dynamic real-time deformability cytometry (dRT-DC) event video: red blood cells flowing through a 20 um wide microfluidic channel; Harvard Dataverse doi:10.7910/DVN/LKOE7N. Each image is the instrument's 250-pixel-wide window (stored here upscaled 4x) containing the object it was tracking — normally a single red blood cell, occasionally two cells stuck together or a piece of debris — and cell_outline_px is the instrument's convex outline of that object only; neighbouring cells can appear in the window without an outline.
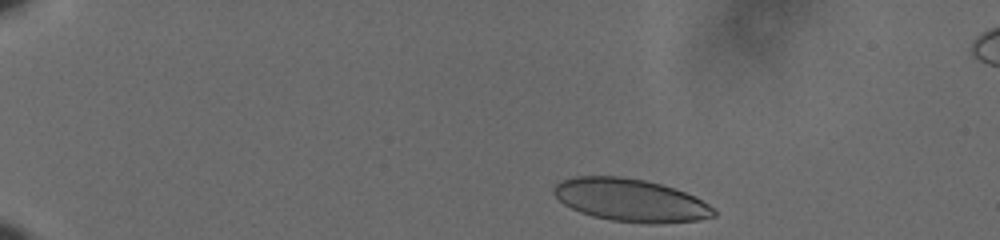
{"species": "human", "species_latin": "Homo sapiens", "temperature_condition": "cold", "stored_images_in_passage": 46, "camera_frame_rate_fps": 3000, "um_per_image_px": 0.085, "donor": {"sex": "male"}, "frame": {"image": 1, "passage_image": 2, "time_ms": 0.333, "image_size_px": [1000, 240], "cell_outline_px": [[716, 216], [700, 220], [652, 224], [648, 224], [612, 220], [592, 216], [580, 212], [564, 204], [552, 192], [552, 188], [560, 180], [576, 176], [620, 176], [644, 180], [676, 188], [716, 208]], "centroid_in_image_um": [53.6, 17.01], "position_along_channel_um": 31.4, "area_um2": 39.88}}
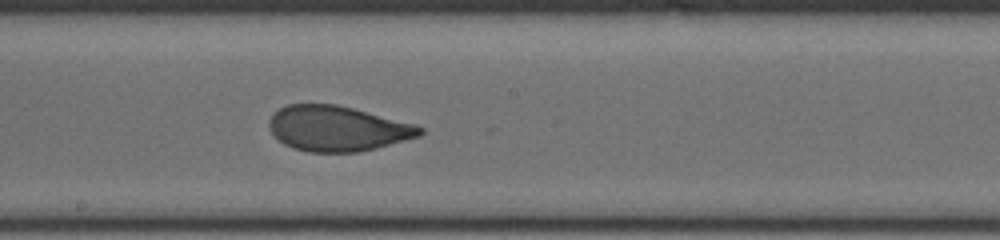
{"frame": {"image": 2, "passage_image": 26, "time_ms": 8.333, "image_size_px": [1000, 240], "cell_outline_px": [[424, 132], [420, 136], [376, 148], [360, 152], [308, 152], [292, 148], [284, 144], [268, 128], [268, 120], [272, 112], [288, 104], [336, 104], [416, 124], [424, 128]], "centroid_in_image_um": [28.67, 10.92], "position_along_channel_um": 219.5, "area_um2": 39.88}}
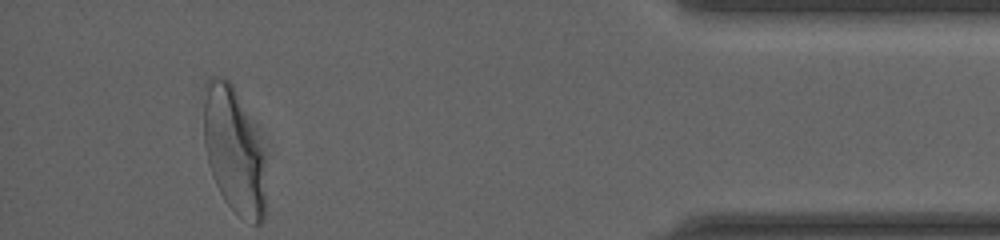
{"frame": {"image": 3, "passage_image": 46, "time_ms": 15.0, "image_size_px": [1000, 240], "cell_outline_px": [[264, 220], [260, 224], [252, 224], [240, 216], [224, 200], [212, 176], [208, 164], [204, 144], [204, 84], [208, 76], [216, 76], [228, 80], [232, 84], [236, 92], [264, 156]], "centroid_in_image_um": [19.83, 12.81], "position_along_channel_um": 415.4, "area_um2": 44.68}, "authors_computed_cell_mechanics": {"area_um2": 40.749, "velocity_mm_per_s": 3.6, "shape_relaxation_time_tau1_ms": 5.684, "shape_relaxation_time_tau2_ms": 0.6755, "deformation_change_tau1": 0.1789, "deformation_change_tau2": 0.0693}}